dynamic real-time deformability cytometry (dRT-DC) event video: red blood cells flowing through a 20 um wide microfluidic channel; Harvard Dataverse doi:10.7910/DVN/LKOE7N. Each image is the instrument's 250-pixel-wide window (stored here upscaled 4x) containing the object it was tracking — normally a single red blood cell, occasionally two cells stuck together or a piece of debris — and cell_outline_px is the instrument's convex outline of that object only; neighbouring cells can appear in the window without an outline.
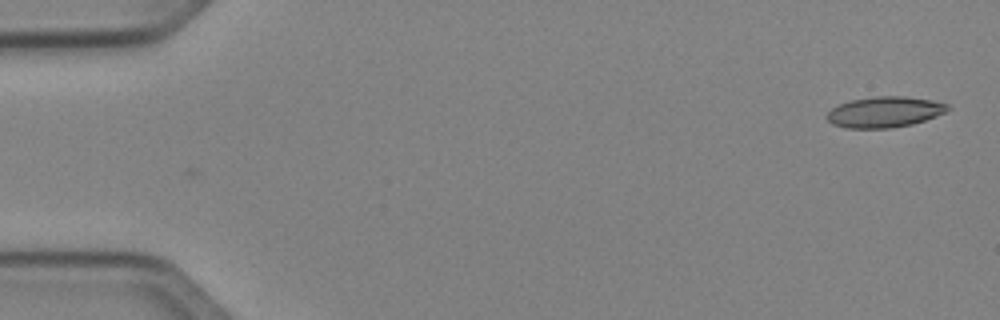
{"species": "Egyptian fruit bat (a non-hibernating species)", "species_latin": "Rousettus aegyptiacus", "temperature_condition": "cold", "stored_images_in_passage": 47, "camera_frame_rate_fps": 3000, "um_per_image_px": 0.085, "animal": {"sex": "female"}, "frame": {"image": 1, "passage_image": 1, "time_ms": 0.0, "image_size_px": [1000, 320], "cell_outline_px": [[952, 108], [936, 116], [912, 124], [892, 128], [844, 128], [832, 124], [824, 116], [832, 108], [840, 104], [852, 100], [876, 96], [904, 96], [932, 100], [948, 104]], "centroid_in_image_um": [75.18, 9.52], "position_along_channel_um": 9.8, "area_um2": 21.68}}
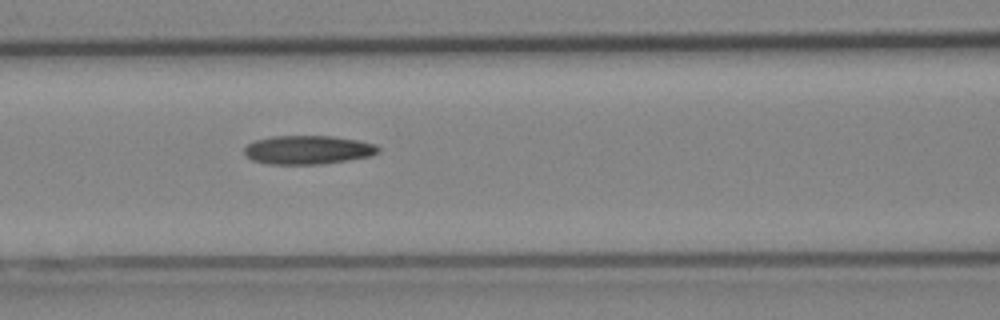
{"frame": {"image": 2, "passage_image": 21, "time_ms": 6.667, "image_size_px": [1000, 320], "cell_outline_px": [[380, 152], [368, 156], [348, 160], [320, 164], [268, 164], [252, 160], [244, 152], [244, 148], [248, 144], [256, 140], [272, 136], [332, 136], [356, 140], [376, 144], [380, 148]], "centroid_in_image_um": [26.17, 12.73], "position_along_channel_um": 140.4, "area_um2": 22.31}}
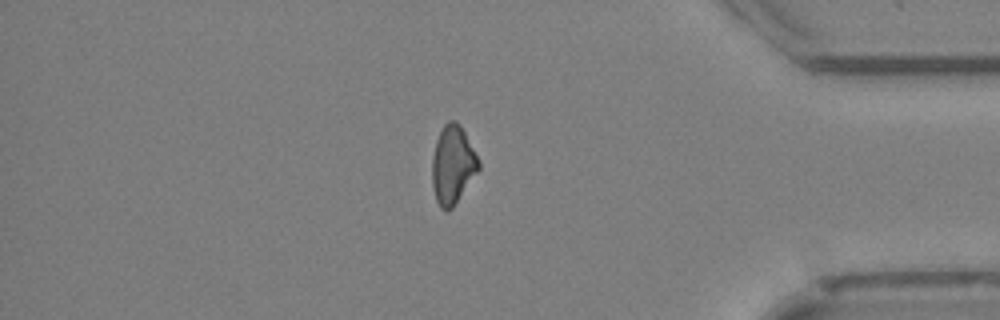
{"frame": {"image": 3, "passage_image": 42, "time_ms": 13.667, "image_size_px": [1000, 320], "cell_outline_px": [[480, 168], [452, 208], [440, 208], [436, 200], [432, 184], [432, 156], [436, 140], [444, 124], [448, 120], [452, 120], [460, 124], [480, 160]], "centroid_in_image_um": [38.48, 13.98], "position_along_channel_um": 396.7, "area_um2": 21.04}}